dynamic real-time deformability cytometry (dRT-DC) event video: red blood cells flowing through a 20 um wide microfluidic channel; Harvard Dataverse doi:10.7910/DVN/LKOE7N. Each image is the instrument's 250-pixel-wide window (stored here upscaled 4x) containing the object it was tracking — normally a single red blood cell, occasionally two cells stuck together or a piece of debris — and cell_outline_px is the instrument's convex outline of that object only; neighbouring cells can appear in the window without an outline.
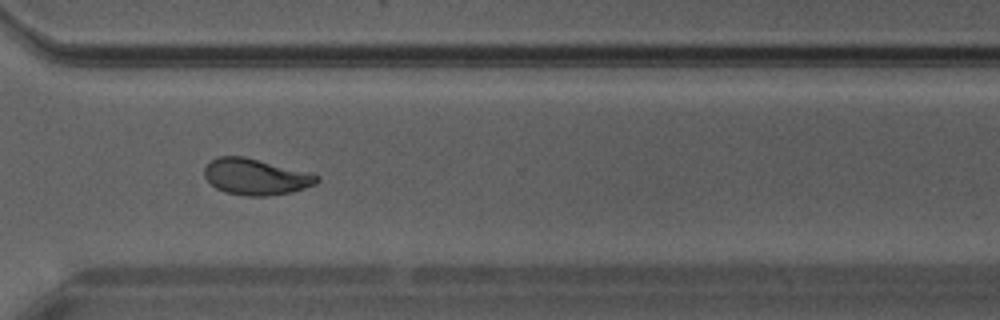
{"species": "Egyptian fruit bat (a non-hibernating species)", "species_latin": "Rousettus aegyptiacus", "temperature_condition": "warm", "stored_images_in_passage": 31, "camera_frame_rate_fps": 3000, "um_per_image_px": 0.085, "animal": {"sex": "male"}, "frame": {"image": 1, "passage_image": 22, "time_ms": 7.0, "image_size_px": [1000, 320], "cell_outline_px": [[320, 180], [316, 184], [292, 192], [268, 196], [248, 196], [224, 192], [216, 188], [204, 176], [204, 168], [212, 160], [220, 156], [244, 156], [320, 176]], "centroid_in_image_um": [21.72, 15.04], "position_along_channel_um": 348.9, "area_um2": 23.41}}